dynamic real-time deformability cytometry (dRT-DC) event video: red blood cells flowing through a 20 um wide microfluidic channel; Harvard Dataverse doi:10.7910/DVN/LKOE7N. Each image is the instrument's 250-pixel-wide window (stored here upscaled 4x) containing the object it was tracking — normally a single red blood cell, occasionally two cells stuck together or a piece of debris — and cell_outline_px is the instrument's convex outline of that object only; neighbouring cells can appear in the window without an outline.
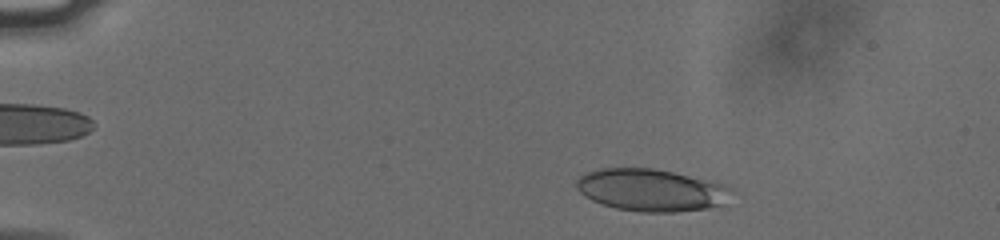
{"species": "human", "species_latin": "Homo sapiens", "temperature_condition": "cold", "stored_images_in_passage": 44, "camera_frame_rate_fps": 3000, "um_per_image_px": 0.085, "donor": {"sex": "male"}, "frame": {"image": 1, "passage_image": 5, "time_ms": 1.333, "image_size_px": [1000, 240], "cell_outline_px": [[732, 188], [720, 204], [704, 208], [672, 212], [640, 212], [616, 208], [592, 200], [584, 196], [576, 188], [576, 180], [580, 176], [588, 172], [604, 168], [652, 168], [672, 172], [720, 184]], "centroid_in_image_um": [55.23, 16.15], "position_along_channel_um": 29.8, "area_um2": 37.17}}
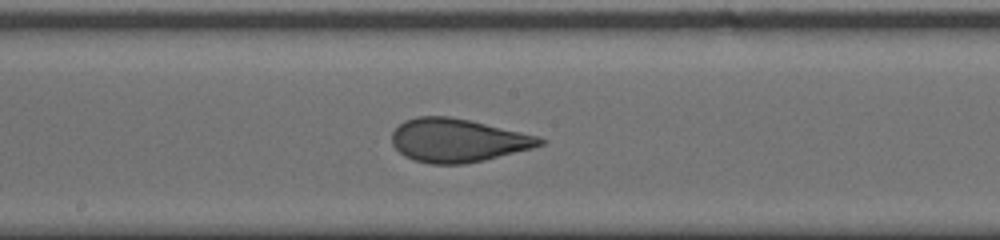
{"frame": {"image": 2, "passage_image": 26, "time_ms": 8.333, "image_size_px": [1000, 240], "cell_outline_px": [[544, 144], [532, 148], [484, 160], [464, 164], [432, 164], [416, 160], [404, 156], [392, 144], [392, 132], [404, 120], [416, 116], [448, 116], [468, 120], [520, 132], [536, 136], [544, 140]], "centroid_in_image_um": [38.86, 11.93], "position_along_channel_um": 209.3, "area_um2": 36.99}}
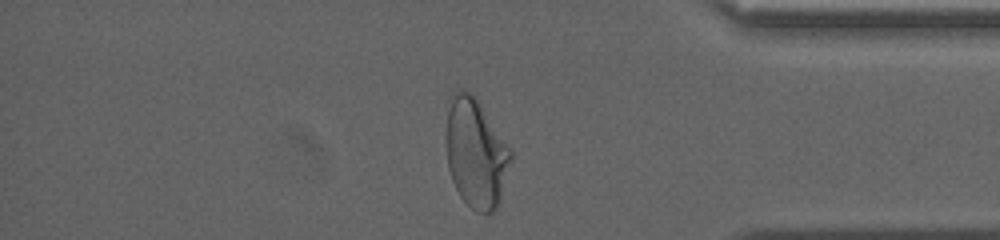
{"frame": {"image": 3, "passage_image": 42, "time_ms": 13.667, "image_size_px": [1000, 240], "cell_outline_px": [[512, 160], [500, 200], [496, 208], [492, 212], [476, 212], [460, 196], [452, 180], [448, 168], [448, 112], [452, 100], [456, 92], [460, 88], [472, 92], [476, 96], [512, 148]], "centroid_in_image_um": [40.51, 13.01], "position_along_channel_um": 394.7, "area_um2": 40.86}, "authors_computed_cell_mechanics": {"area_um2": 37.3677, "velocity_mm_per_s": 3.7895, "shape_relaxation_time_tau1_ms": 6.8798, "shape_relaxation_time_tau2_ms": 0.736, "deformation_change_tau1": 0.2124, "deformation_change_tau2": 0.0759}}